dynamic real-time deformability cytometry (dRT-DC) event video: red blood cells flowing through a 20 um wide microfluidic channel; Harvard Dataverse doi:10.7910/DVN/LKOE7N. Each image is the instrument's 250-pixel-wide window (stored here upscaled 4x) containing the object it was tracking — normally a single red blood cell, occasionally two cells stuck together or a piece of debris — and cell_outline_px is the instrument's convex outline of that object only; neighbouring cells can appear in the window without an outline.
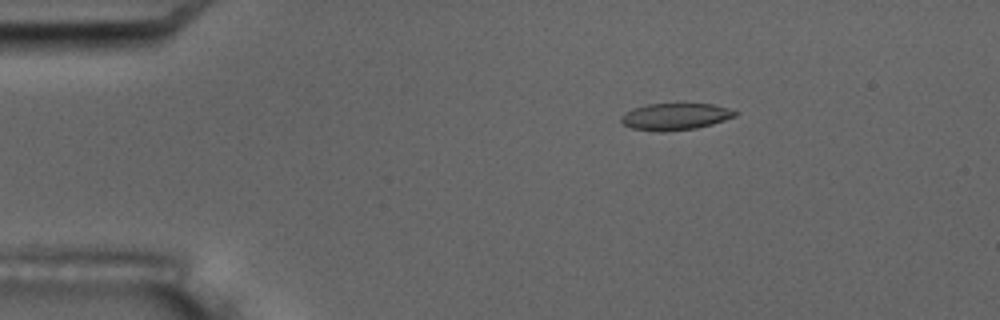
{"species": "common noctule bat (a hibernating species)", "species_latin": "Nyctalus noctula", "temperature_condition": "room temperature", "stored_images_in_passage": 5, "camera_frame_rate_fps": 3000, "um_per_image_px": 0.085, "animal": {"sex": "male", "body_mass_g": 17.5, "forearm_length_mm": 52.3}, "frame": {"image": 1, "passage_image": 3, "time_ms": 2.333, "image_size_px": [1000, 320], "cell_outline_px": [[740, 112], [736, 116], [712, 124], [696, 128], [664, 132], [660, 132], [632, 128], [624, 124], [620, 120], [620, 116], [624, 112], [632, 108], [648, 104], [712, 104], [728, 108]], "centroid_in_image_um": [57.39, 9.91], "position_along_channel_um": 27.6, "area_um2": 17.86}}